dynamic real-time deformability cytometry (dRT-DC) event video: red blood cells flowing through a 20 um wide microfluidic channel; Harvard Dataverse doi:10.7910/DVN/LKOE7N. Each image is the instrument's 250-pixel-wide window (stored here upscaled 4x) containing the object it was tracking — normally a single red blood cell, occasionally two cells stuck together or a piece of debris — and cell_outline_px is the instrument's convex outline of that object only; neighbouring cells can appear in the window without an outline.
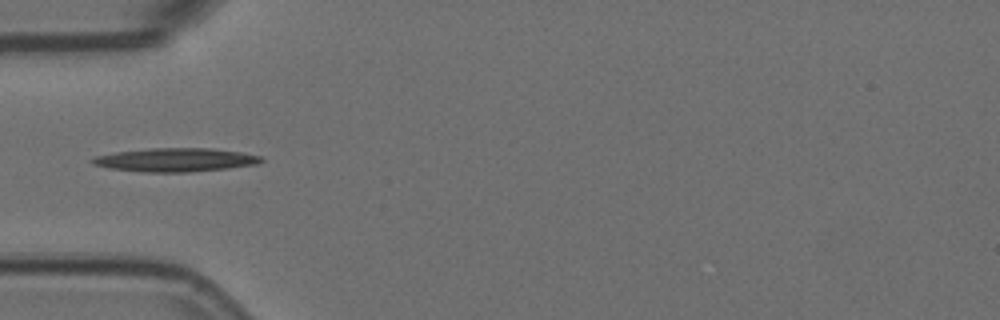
{"species": "Egyptian fruit bat (a non-hibernating species)", "species_latin": "Rousettus aegyptiacus", "temperature_condition": "room temperature", "stored_images_in_passage": 6, "camera_frame_rate_fps": 3000, "um_per_image_px": 0.085, "animal": {"sex": "female"}, "frame": {"image": 1, "passage_image": 3, "time_ms": 0.667, "image_size_px": [1000, 320], "cell_outline_px": [[264, 160], [256, 164], [228, 168], [188, 172], [144, 172], [108, 168], [92, 164], [88, 160], [96, 156], [116, 152], [148, 148], [212, 148], [240, 152], [260, 156]], "centroid_in_image_um": [14.87, 13.59], "position_along_channel_um": 70.1, "area_um2": 23.18}}
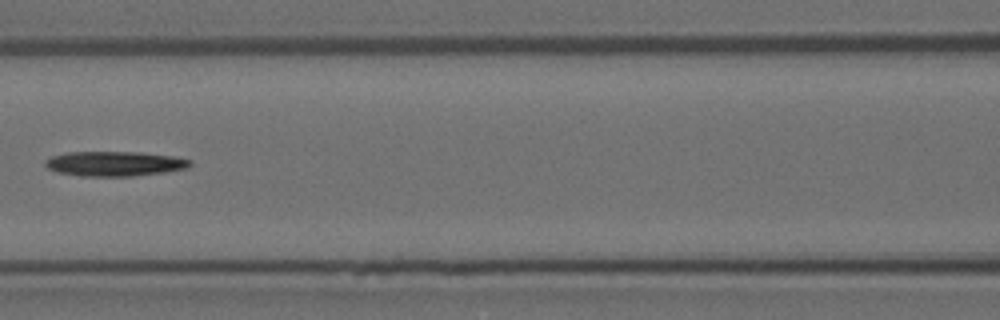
{"frame": {"image": 2, "passage_image": 5, "time_ms": 1.333, "image_size_px": [1000, 320], "cell_outline_px": [[192, 164], [188, 168], [164, 172], [132, 176], [80, 176], [56, 172], [48, 168], [44, 164], [44, 160], [52, 156], [68, 152], [140, 152], [172, 156], [192, 160]], "centroid_in_image_um": [9.73, 13.91], "position_along_channel_um": 156.9, "area_um2": 20.98}}
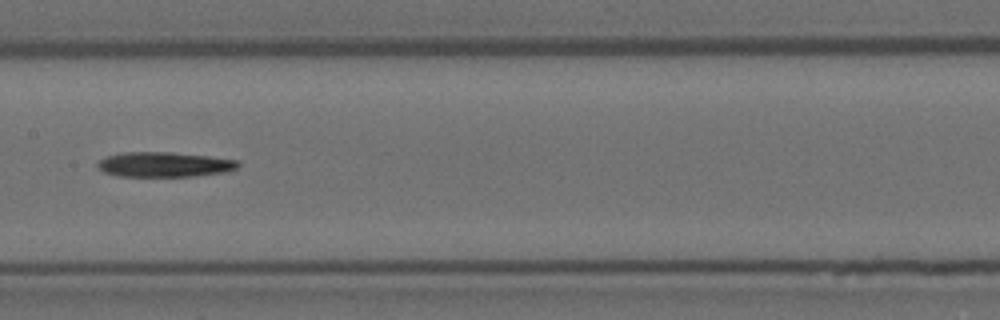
{"frame": {"image": 3, "passage_image": 6, "time_ms": 1.667, "image_size_px": [1000, 320], "cell_outline_px": [[240, 164], [236, 168], [224, 172], [192, 176], [120, 176], [104, 172], [96, 164], [100, 160], [108, 156], [120, 152], [172, 152], [208, 156], [236, 160]], "centroid_in_image_um": [13.95, 13.97], "position_along_channel_um": 193.5, "area_um2": 20.17}}